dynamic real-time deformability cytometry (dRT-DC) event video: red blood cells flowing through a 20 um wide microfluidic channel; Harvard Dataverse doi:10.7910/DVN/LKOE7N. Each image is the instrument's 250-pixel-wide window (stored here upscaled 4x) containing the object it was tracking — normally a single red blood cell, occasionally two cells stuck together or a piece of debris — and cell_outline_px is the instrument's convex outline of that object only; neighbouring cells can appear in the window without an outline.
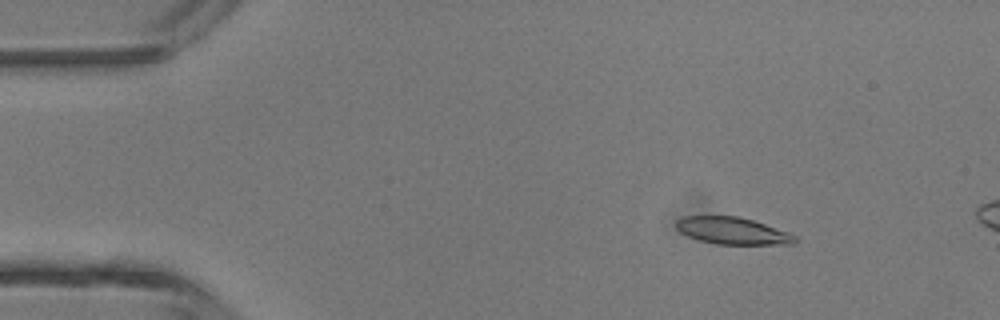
{"species": "common noctule bat (a hibernating species)", "species_latin": "Nyctalus noctula", "temperature_condition": "room temperature", "stored_images_in_passage": 9, "camera_frame_rate_fps": 3000, "um_per_image_px": 0.085, "animal": {"sex": "male", "body_mass_g": 13.3}, "frame": {"image": 1, "passage_image": 4, "time_ms": 1.0, "image_size_px": [1000, 320], "cell_outline_px": [[800, 240], [796, 244], [716, 244], [700, 240], [688, 236], [680, 232], [676, 228], [676, 220], [684, 216], [736, 216], [752, 220], [788, 232], [796, 236]], "centroid_in_image_um": [62.28, 19.62], "position_along_channel_um": 22.7, "area_um2": 18.67}}